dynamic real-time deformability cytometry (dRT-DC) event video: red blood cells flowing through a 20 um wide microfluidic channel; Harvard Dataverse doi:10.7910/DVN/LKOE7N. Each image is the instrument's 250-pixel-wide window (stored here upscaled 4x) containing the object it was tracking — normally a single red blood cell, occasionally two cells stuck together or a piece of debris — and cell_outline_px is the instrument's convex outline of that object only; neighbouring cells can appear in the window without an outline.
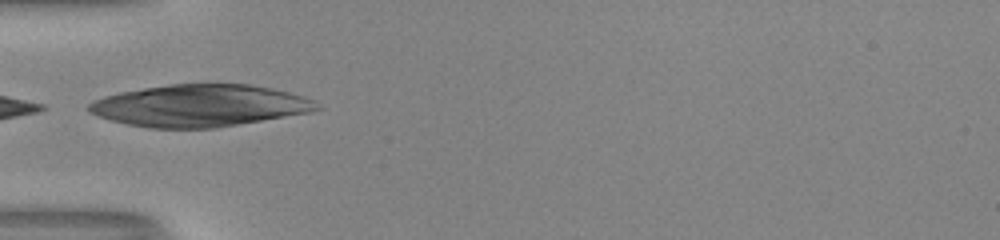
{"species": "human", "species_latin": "Homo sapiens", "temperature_condition": "room temperature", "stored_images_in_passage": 4, "camera_frame_rate_fps": 3000, "um_per_image_px": 0.085, "donor": {"sex": "male"}, "frame": {"image": 1, "passage_image": 1, "time_ms": 0.0, "image_size_px": [1000, 240], "cell_outline_px": [[324, 108], [312, 112], [216, 128], [148, 128], [128, 124], [96, 116], [88, 112], [88, 104], [92, 100], [104, 96], [120, 92], [144, 88], [172, 84], [208, 80], [248, 84], [272, 88], [304, 96], [316, 100]], "centroid_in_image_um": [17.03, 8.94], "position_along_channel_um": 68.0, "area_um2": 57.16}}